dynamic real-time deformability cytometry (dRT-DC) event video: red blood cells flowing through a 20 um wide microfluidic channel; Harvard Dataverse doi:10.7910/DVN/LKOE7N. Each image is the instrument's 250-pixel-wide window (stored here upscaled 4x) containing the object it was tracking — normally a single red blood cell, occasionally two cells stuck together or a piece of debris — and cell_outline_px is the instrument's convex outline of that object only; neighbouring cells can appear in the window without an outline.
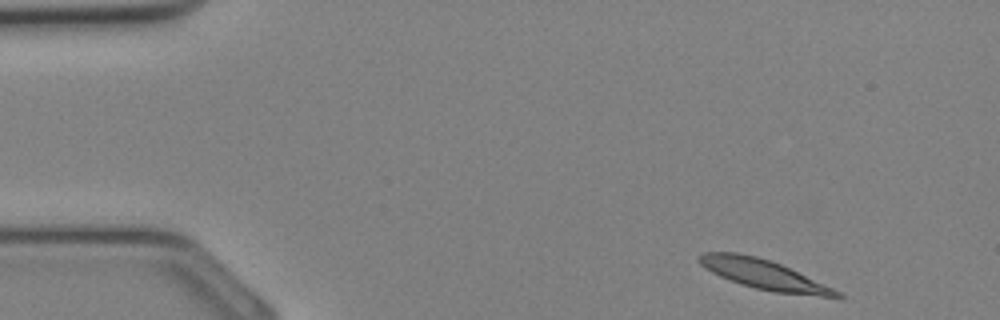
{"species": "Egyptian fruit bat (a non-hibernating species)", "species_latin": "Rousettus aegyptiacus", "temperature_condition": "cold", "stored_images_in_passage": 32, "camera_frame_rate_fps": 3000, "um_per_image_px": 0.085, "animal": {"sex": "female"}, "frame": {"image": 1, "passage_image": 1, "time_ms": 0.0, "image_size_px": [1000, 320], "cell_outline_px": [[844, 296], [840, 300], [776, 292], [756, 288], [740, 284], [720, 276], [704, 268], [696, 260], [704, 252], [736, 252], [756, 256], [780, 264], [832, 288], [840, 292]], "centroid_in_image_um": [64.97, 23.36], "position_along_channel_um": 20.0, "area_um2": 23.81}}
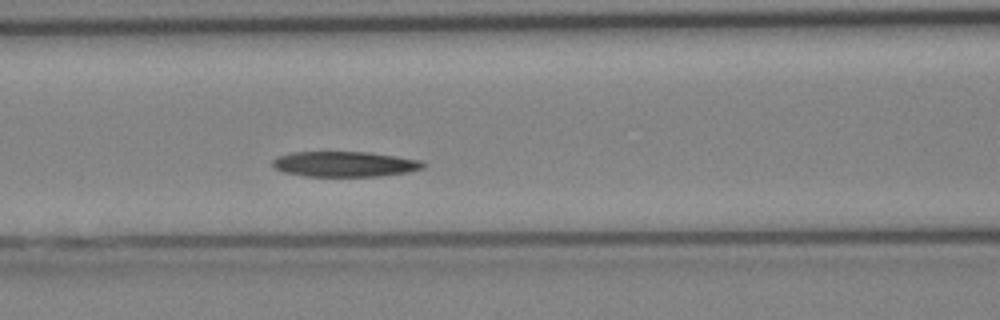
{"frame": {"image": 2, "passage_image": 12, "time_ms": 3.667, "image_size_px": [1000, 320], "cell_outline_px": [[424, 168], [408, 172], [380, 176], [304, 176], [284, 172], [276, 168], [272, 164], [272, 160], [276, 156], [292, 152], [368, 152], [396, 156], [420, 160], [424, 164]], "centroid_in_image_um": [29.28, 13.94], "position_along_channel_um": 137.3, "area_um2": 22.2}}
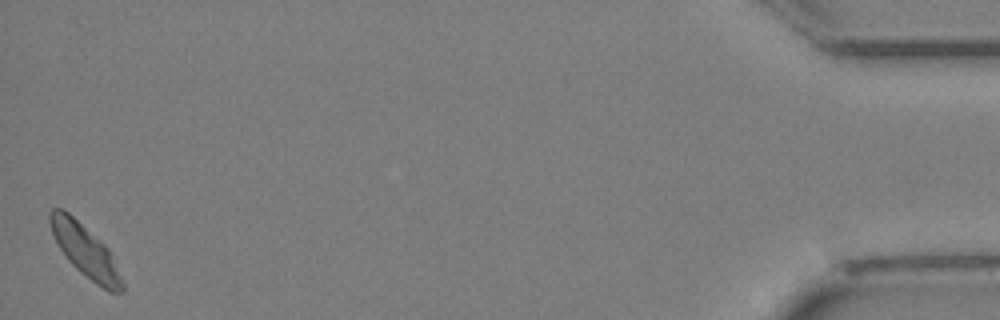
{"frame": {"image": 3, "passage_image": 32, "time_ms": 10.333, "image_size_px": [1000, 320], "cell_outline_px": [[124, 292], [108, 292], [96, 284], [80, 272], [68, 260], [60, 248], [52, 232], [48, 220], [48, 212], [52, 208], [60, 208], [68, 212], [104, 244], [108, 248], [124, 284]], "centroid_in_image_um": [7.24, 21.33], "position_along_channel_um": 428.0, "area_um2": 21.62}}